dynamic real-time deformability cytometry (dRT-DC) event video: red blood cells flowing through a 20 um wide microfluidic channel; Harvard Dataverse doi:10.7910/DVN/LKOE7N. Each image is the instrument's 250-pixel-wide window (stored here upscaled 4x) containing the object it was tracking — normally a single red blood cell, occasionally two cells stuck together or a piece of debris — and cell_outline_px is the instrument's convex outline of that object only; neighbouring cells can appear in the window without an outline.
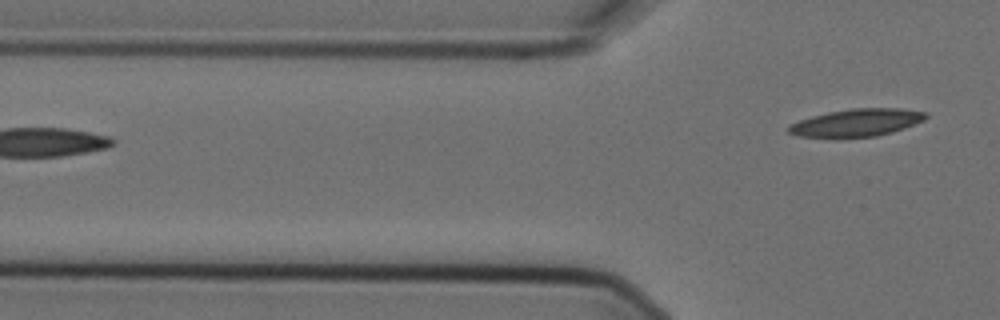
{"species": "Egyptian fruit bat (a non-hibernating species)", "species_latin": "Rousettus aegyptiacus", "temperature_condition": "cold", "stored_images_in_passage": 7, "camera_frame_rate_fps": 3000, "um_per_image_px": 0.085, "animal": {"sex": "female"}, "frame": {"image": 1, "passage_image": 7, "time_ms": 2.0, "image_size_px": [1000, 320], "cell_outline_px": [[928, 116], [924, 120], [904, 128], [892, 132], [876, 136], [840, 140], [836, 140], [796, 136], [788, 132], [788, 124], [812, 116], [828, 112], [852, 108], [900, 108], [928, 112]], "centroid_in_image_um": [72.76, 10.47], "position_along_channel_um": 53.0, "area_um2": 22.89}}